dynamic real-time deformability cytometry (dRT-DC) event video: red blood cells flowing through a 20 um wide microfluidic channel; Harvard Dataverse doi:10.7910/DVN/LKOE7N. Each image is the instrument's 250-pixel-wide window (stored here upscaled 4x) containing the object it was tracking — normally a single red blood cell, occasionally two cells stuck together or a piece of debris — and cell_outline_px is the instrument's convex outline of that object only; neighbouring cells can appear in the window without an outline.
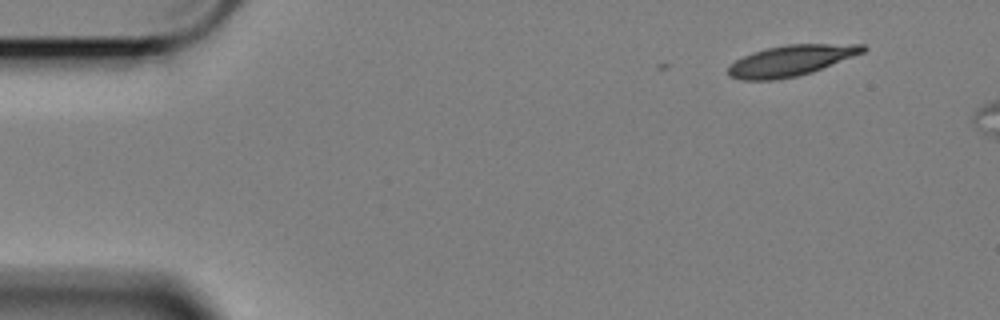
{"species": "Egyptian fruit bat (a non-hibernating species)", "species_latin": "Rousettus aegyptiacus", "temperature_condition": "cold", "stored_images_in_passage": 4, "camera_frame_rate_fps": 3000, "um_per_image_px": 0.085, "animal": {"sex": "female"}, "frame": {"image": 1, "passage_image": 4, "time_ms": 1.0, "image_size_px": [1000, 320], "cell_outline_px": [[868, 48], [864, 52], [812, 72], [796, 76], [776, 80], [740, 80], [728, 76], [728, 68], [736, 60], [752, 52], [768, 48], [788, 44], [864, 44]], "centroid_in_image_um": [67.23, 5.15], "position_along_channel_um": 17.8, "area_um2": 24.04}}